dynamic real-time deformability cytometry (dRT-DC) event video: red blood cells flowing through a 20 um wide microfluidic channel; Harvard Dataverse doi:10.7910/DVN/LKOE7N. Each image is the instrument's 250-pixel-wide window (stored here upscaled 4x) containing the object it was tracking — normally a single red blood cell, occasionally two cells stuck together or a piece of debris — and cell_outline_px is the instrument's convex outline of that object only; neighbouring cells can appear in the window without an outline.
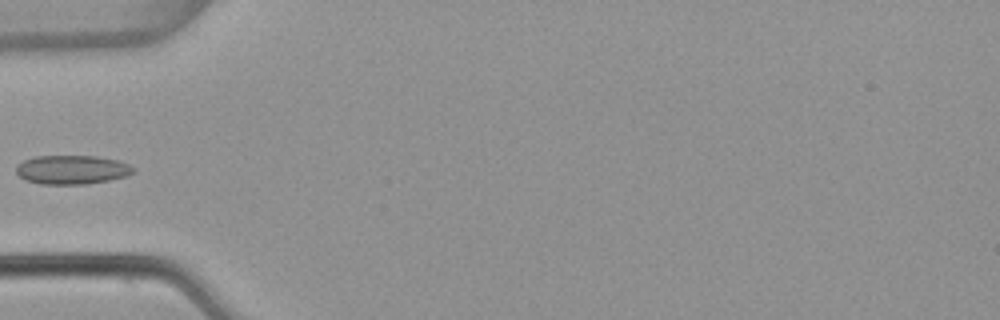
{"species": "common noctule bat (a hibernating species)", "species_latin": "Nyctalus noctula", "temperature_condition": "warm", "stored_images_in_passage": 6, "camera_frame_rate_fps": 3000, "um_per_image_px": 0.085, "animal": {"sex": "female", "body_mass_g": 22.7, "forearm_length_mm": 54.2}, "frame": {"image": 1, "passage_image": 5, "time_ms": 1.333, "image_size_px": [1000, 320], "cell_outline_px": [[136, 172], [128, 176], [108, 180], [84, 184], [40, 184], [24, 180], [16, 172], [16, 164], [24, 160], [36, 156], [96, 156], [120, 160], [136, 168]], "centroid_in_image_um": [6.14, 14.42], "position_along_channel_um": 78.9, "area_um2": 20.0}}
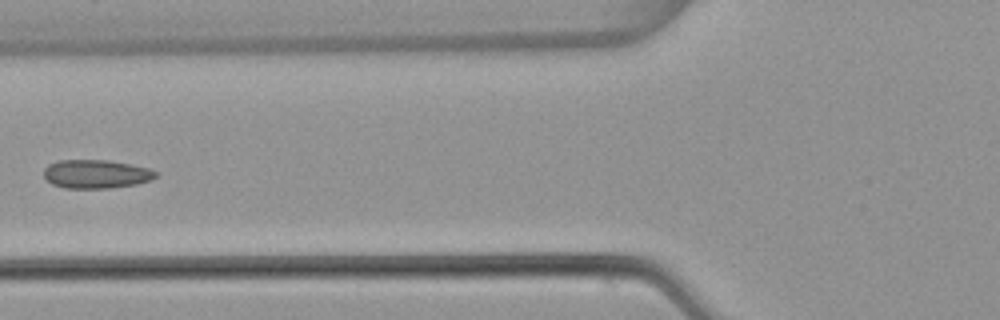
{"frame": {"image": 2, "passage_image": 6, "time_ms": 1.667, "image_size_px": [1000, 320], "cell_outline_px": [[160, 176], [152, 180], [136, 184], [108, 188], [64, 188], [52, 184], [44, 176], [44, 168], [48, 164], [60, 160], [108, 160], [132, 164], [148, 168], [156, 172]], "centroid_in_image_um": [8.19, 14.79], "position_along_channel_um": 117.6, "area_um2": 18.79}}